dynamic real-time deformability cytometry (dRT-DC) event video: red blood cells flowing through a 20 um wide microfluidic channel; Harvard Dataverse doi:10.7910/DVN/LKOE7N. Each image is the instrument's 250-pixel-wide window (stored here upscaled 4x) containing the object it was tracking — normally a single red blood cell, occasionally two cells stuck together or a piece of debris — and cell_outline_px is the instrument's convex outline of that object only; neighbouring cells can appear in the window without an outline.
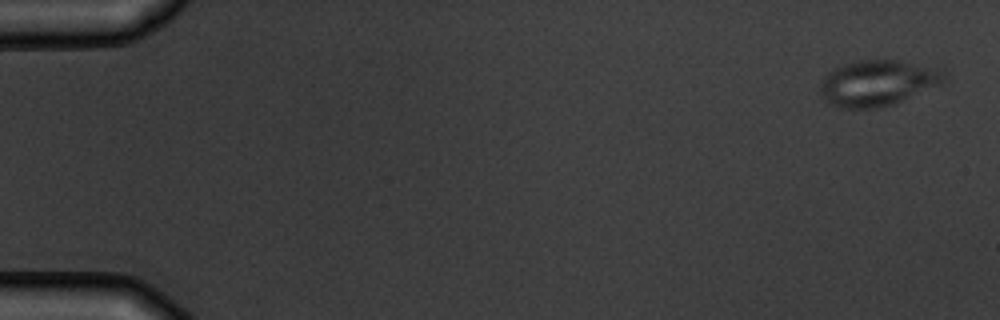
{"species": "common noctule bat (a hibernating species)", "species_latin": "Nyctalus noctula", "temperature_condition": "warm", "stored_images_in_passage": 6, "camera_frame_rate_fps": 3000, "um_per_image_px": 0.085, "animal": {"sex": "male", "body_mass_g": 19.5, "forearm_length_mm": 54.6}, "frame": {"image": 1, "passage_image": 1, "time_ms": 0.0, "image_size_px": [1000, 320], "cell_outline_px": [[944, 80], [936, 84], [892, 104], [876, 108], [840, 108], [828, 104], [824, 100], [820, 88], [820, 84], [824, 76], [828, 72], [844, 64], [860, 60], [900, 60], [936, 68], [944, 72]], "centroid_in_image_um": [74.5, 7.05], "position_along_channel_um": 10.5, "area_um2": 32.31}}